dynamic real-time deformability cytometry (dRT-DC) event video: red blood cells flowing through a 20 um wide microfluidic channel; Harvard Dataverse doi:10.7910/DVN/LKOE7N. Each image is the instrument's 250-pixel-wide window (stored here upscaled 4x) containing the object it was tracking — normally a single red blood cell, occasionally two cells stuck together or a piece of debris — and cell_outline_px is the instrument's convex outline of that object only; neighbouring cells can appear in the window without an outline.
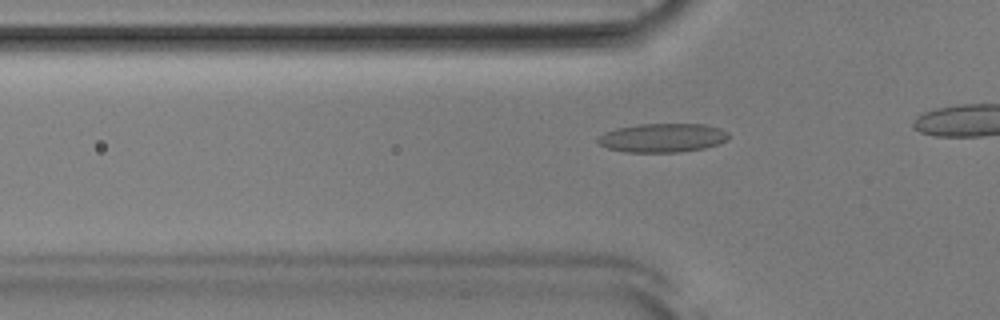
{"species": "Egyptian fruit bat (a non-hibernating species)", "species_latin": "Rousettus aegyptiacus", "temperature_condition": "room temperature", "stored_images_in_passage": 12, "camera_frame_rate_fps": 3000, "um_per_image_px": 0.085, "animal": {"sex": "male"}, "frame": {"image": 1, "passage_image": 3, "time_ms": 0.667, "image_size_px": [1000, 320], "cell_outline_px": [[728, 140], [704, 148], [680, 152], [624, 152], [608, 148], [600, 144], [596, 140], [596, 136], [604, 132], [616, 128], [640, 124], [704, 124], [720, 128], [728, 132]], "centroid_in_image_um": [56.28, 11.71], "position_along_channel_um": 69.5, "area_um2": 22.08}}
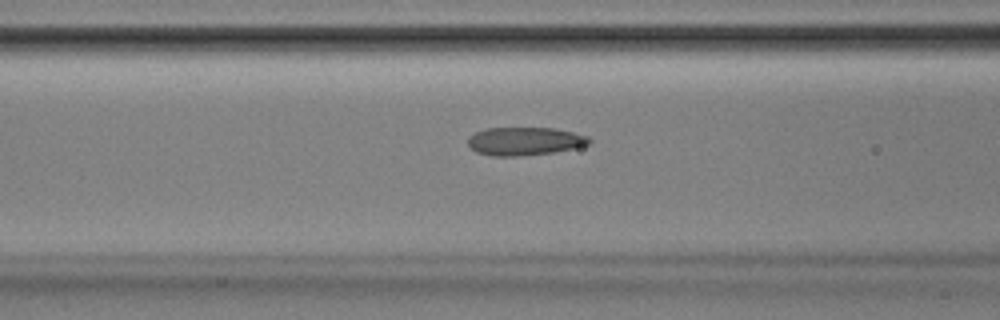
{"frame": {"image": 2, "passage_image": 7, "time_ms": 2.0, "image_size_px": [1000, 320], "cell_outline_px": [[592, 140], [588, 144], [572, 148], [552, 152], [516, 156], [492, 156], [476, 152], [468, 144], [468, 136], [484, 128], [552, 128], [572, 132], [588, 136]], "centroid_in_image_um": [44.55, 11.99], "position_along_channel_um": 122.0, "area_um2": 19.71}}
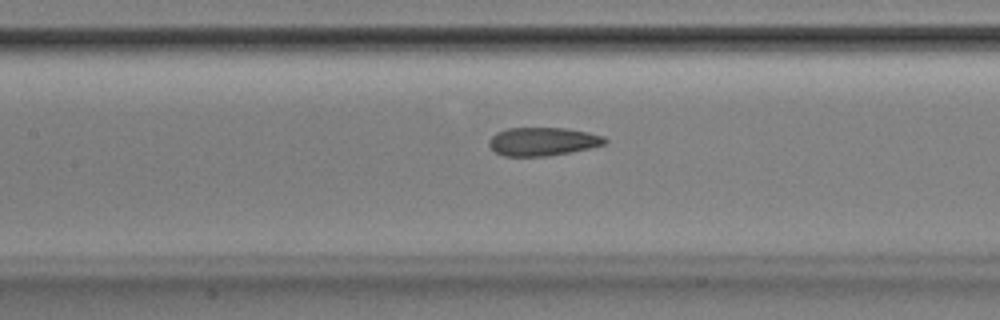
{"frame": {"image": 3, "passage_image": 10, "time_ms": 3.0, "image_size_px": [1000, 320], "cell_outline_px": [[608, 144], [592, 148], [548, 156], [504, 156], [496, 152], [488, 144], [488, 140], [496, 132], [508, 128], [568, 128], [588, 132], [604, 136], [608, 140]], "centroid_in_image_um": [46.18, 12.03], "position_along_channel_um": 161.2, "area_um2": 19.36}}